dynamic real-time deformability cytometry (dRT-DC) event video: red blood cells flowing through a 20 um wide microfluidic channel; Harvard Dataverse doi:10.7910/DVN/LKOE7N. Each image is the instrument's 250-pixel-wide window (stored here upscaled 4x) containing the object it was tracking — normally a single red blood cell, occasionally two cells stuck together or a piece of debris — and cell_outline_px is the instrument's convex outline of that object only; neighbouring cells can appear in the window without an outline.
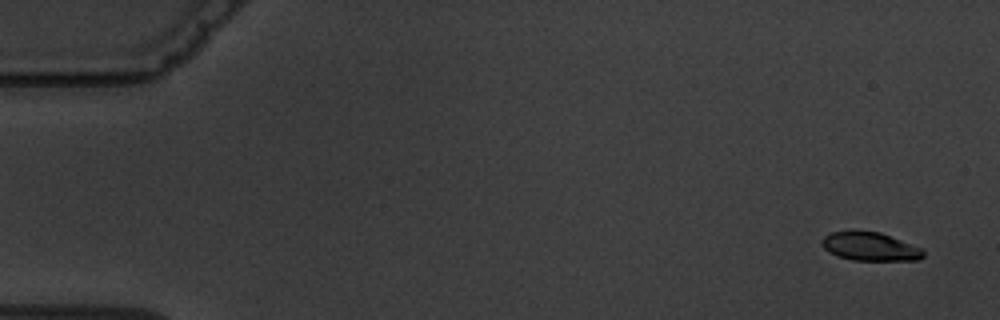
{"species": "common noctule bat (a hibernating species)", "species_latin": "Nyctalus noctula", "temperature_condition": "warm", "stored_images_in_passage": 6, "camera_frame_rate_fps": 3000, "um_per_image_px": 0.085, "animal": {"sex": "male", "body_mass_g": 19.5, "forearm_length_mm": 54.6}, "frame": {"image": 1, "passage_image": 1, "time_ms": 0.0, "image_size_px": [1000, 320], "cell_outline_px": [[924, 256], [920, 260], [852, 260], [828, 252], [820, 244], [820, 240], [824, 236], [832, 232], [848, 228], [880, 232], [924, 248]], "centroid_in_image_um": [73.93, 20.91], "position_along_channel_um": 11.1, "area_um2": 17.46}}
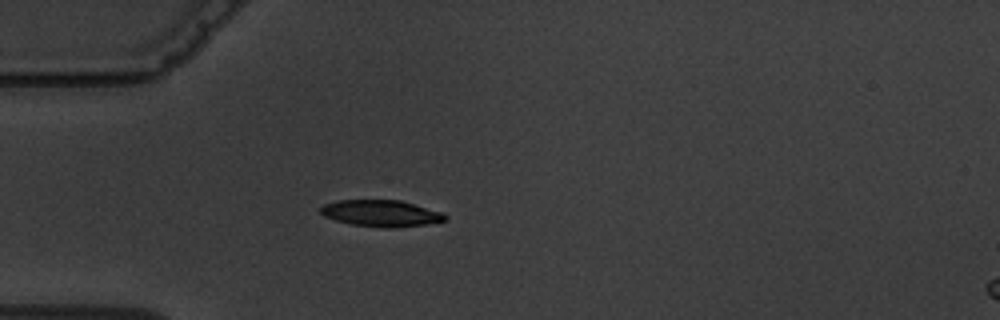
{"frame": {"image": 2, "passage_image": 5, "time_ms": 4.667, "image_size_px": [1000, 320], "cell_outline_px": [[448, 220], [424, 224], [392, 228], [384, 228], [352, 224], [336, 220], [324, 216], [320, 212], [320, 208], [324, 204], [340, 200], [400, 200], [440, 212], [448, 216]], "centroid_in_image_um": [32.38, 18.13], "position_along_channel_um": 52.6, "area_um2": 19.02}}